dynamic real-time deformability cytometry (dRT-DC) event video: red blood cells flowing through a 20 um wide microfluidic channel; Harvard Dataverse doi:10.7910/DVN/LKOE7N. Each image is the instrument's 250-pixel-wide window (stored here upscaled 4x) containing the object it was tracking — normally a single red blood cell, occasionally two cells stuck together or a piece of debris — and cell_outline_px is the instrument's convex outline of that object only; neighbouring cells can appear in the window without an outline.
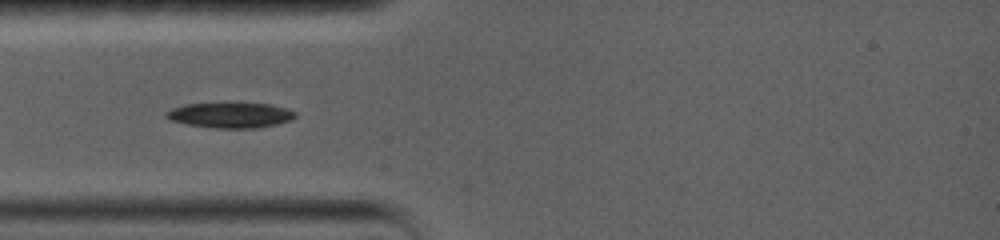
{"species": "common noctule bat (a hibernating species)", "species_latin": "Nyctalus noctula", "temperature_condition": "warm", "stored_images_in_passage": 2, "camera_frame_rate_fps": 5000, "um_per_image_px": 0.085, "animal": {"sex": "female", "body_mass_g": 19.0, "forearm_length_mm": 56.7}, "frame": {"image": 1, "passage_image": 1, "time_ms": 0.0, "image_size_px": [1000, 240], "cell_outline_px": [[296, 116], [292, 120], [276, 124], [256, 128], [216, 128], [188, 124], [168, 120], [164, 116], [164, 112], [172, 108], [184, 104], [228, 100], [272, 104], [288, 108], [296, 112]], "centroid_in_image_um": [19.57, 9.73], "position_along_channel_um": 65.4, "area_um2": 20.23}}